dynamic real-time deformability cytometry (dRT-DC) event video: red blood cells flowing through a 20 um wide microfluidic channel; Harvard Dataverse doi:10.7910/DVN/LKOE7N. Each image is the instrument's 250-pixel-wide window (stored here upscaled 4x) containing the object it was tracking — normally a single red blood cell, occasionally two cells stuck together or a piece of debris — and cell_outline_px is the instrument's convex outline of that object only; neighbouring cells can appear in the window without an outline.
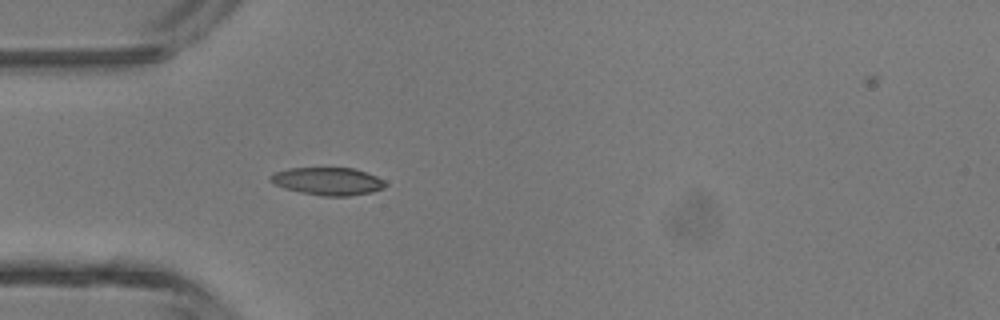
{"species": "common noctule bat (a hibernating species)", "species_latin": "Nyctalus noctula", "temperature_condition": "room temperature", "stored_images_in_passage": 4, "camera_frame_rate_fps": 3000, "um_per_image_px": 0.085, "animal": {"sex": "male", "body_mass_g": 13.3}, "frame": {"image": 1, "passage_image": 4, "time_ms": 3.667, "image_size_px": [1000, 320], "cell_outline_px": [[388, 184], [384, 188], [372, 192], [348, 196], [320, 196], [300, 192], [284, 188], [268, 180], [268, 176], [276, 172], [288, 168], [356, 168], [376, 176], [384, 180]], "centroid_in_image_um": [27.88, 15.41], "position_along_channel_um": 57.1, "area_um2": 18.67}}